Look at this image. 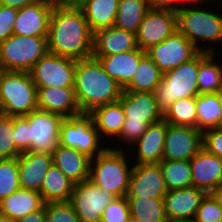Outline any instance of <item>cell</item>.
I'll use <instances>...</instances> for the list:
<instances>
[{
  "label": "cell",
  "instance_id": "obj_20",
  "mask_svg": "<svg viewBox=\"0 0 222 222\" xmlns=\"http://www.w3.org/2000/svg\"><path fill=\"white\" fill-rule=\"evenodd\" d=\"M119 101L125 115V121L156 123L163 119L153 92L123 91Z\"/></svg>",
  "mask_w": 222,
  "mask_h": 222
},
{
  "label": "cell",
  "instance_id": "obj_5",
  "mask_svg": "<svg viewBox=\"0 0 222 222\" xmlns=\"http://www.w3.org/2000/svg\"><path fill=\"white\" fill-rule=\"evenodd\" d=\"M209 54L198 52L189 61L163 74L162 80L154 91L157 106L163 115L176 100L196 97L199 94L197 84L199 64Z\"/></svg>",
  "mask_w": 222,
  "mask_h": 222
},
{
  "label": "cell",
  "instance_id": "obj_19",
  "mask_svg": "<svg viewBox=\"0 0 222 222\" xmlns=\"http://www.w3.org/2000/svg\"><path fill=\"white\" fill-rule=\"evenodd\" d=\"M190 166L194 187L211 193L222 184V159L203 147L190 160Z\"/></svg>",
  "mask_w": 222,
  "mask_h": 222
},
{
  "label": "cell",
  "instance_id": "obj_3",
  "mask_svg": "<svg viewBox=\"0 0 222 222\" xmlns=\"http://www.w3.org/2000/svg\"><path fill=\"white\" fill-rule=\"evenodd\" d=\"M203 4L207 5L208 3H187L177 10V30L199 52L216 53L218 51L213 46L222 45V9L214 11L210 4H208L209 8L207 6L204 9L202 6L205 5ZM202 43L203 45H200ZM204 43L208 46H205ZM212 44L214 45L212 46Z\"/></svg>",
  "mask_w": 222,
  "mask_h": 222
},
{
  "label": "cell",
  "instance_id": "obj_36",
  "mask_svg": "<svg viewBox=\"0 0 222 222\" xmlns=\"http://www.w3.org/2000/svg\"><path fill=\"white\" fill-rule=\"evenodd\" d=\"M163 119L168 124L197 128L196 97L176 100L163 115Z\"/></svg>",
  "mask_w": 222,
  "mask_h": 222
},
{
  "label": "cell",
  "instance_id": "obj_37",
  "mask_svg": "<svg viewBox=\"0 0 222 222\" xmlns=\"http://www.w3.org/2000/svg\"><path fill=\"white\" fill-rule=\"evenodd\" d=\"M20 188L17 158L0 159V201Z\"/></svg>",
  "mask_w": 222,
  "mask_h": 222
},
{
  "label": "cell",
  "instance_id": "obj_27",
  "mask_svg": "<svg viewBox=\"0 0 222 222\" xmlns=\"http://www.w3.org/2000/svg\"><path fill=\"white\" fill-rule=\"evenodd\" d=\"M44 204L39 192L20 188L0 201V214L16 222L29 213L42 209Z\"/></svg>",
  "mask_w": 222,
  "mask_h": 222
},
{
  "label": "cell",
  "instance_id": "obj_41",
  "mask_svg": "<svg viewBox=\"0 0 222 222\" xmlns=\"http://www.w3.org/2000/svg\"><path fill=\"white\" fill-rule=\"evenodd\" d=\"M194 219L197 222H222V209L210 193L202 199Z\"/></svg>",
  "mask_w": 222,
  "mask_h": 222
},
{
  "label": "cell",
  "instance_id": "obj_23",
  "mask_svg": "<svg viewBox=\"0 0 222 222\" xmlns=\"http://www.w3.org/2000/svg\"><path fill=\"white\" fill-rule=\"evenodd\" d=\"M38 109L64 118L81 113L74 87H37Z\"/></svg>",
  "mask_w": 222,
  "mask_h": 222
},
{
  "label": "cell",
  "instance_id": "obj_29",
  "mask_svg": "<svg viewBox=\"0 0 222 222\" xmlns=\"http://www.w3.org/2000/svg\"><path fill=\"white\" fill-rule=\"evenodd\" d=\"M74 184L56 165L52 164L46 172L39 193L45 203L70 201Z\"/></svg>",
  "mask_w": 222,
  "mask_h": 222
},
{
  "label": "cell",
  "instance_id": "obj_15",
  "mask_svg": "<svg viewBox=\"0 0 222 222\" xmlns=\"http://www.w3.org/2000/svg\"><path fill=\"white\" fill-rule=\"evenodd\" d=\"M167 192L160 163L133 164L126 197L163 198Z\"/></svg>",
  "mask_w": 222,
  "mask_h": 222
},
{
  "label": "cell",
  "instance_id": "obj_45",
  "mask_svg": "<svg viewBox=\"0 0 222 222\" xmlns=\"http://www.w3.org/2000/svg\"><path fill=\"white\" fill-rule=\"evenodd\" d=\"M203 148L222 159V128L216 127L203 132Z\"/></svg>",
  "mask_w": 222,
  "mask_h": 222
},
{
  "label": "cell",
  "instance_id": "obj_8",
  "mask_svg": "<svg viewBox=\"0 0 222 222\" xmlns=\"http://www.w3.org/2000/svg\"><path fill=\"white\" fill-rule=\"evenodd\" d=\"M102 142L105 141L96 130L90 113L81 112L64 118L61 123L59 144L62 146L78 150L93 159L110 146Z\"/></svg>",
  "mask_w": 222,
  "mask_h": 222
},
{
  "label": "cell",
  "instance_id": "obj_38",
  "mask_svg": "<svg viewBox=\"0 0 222 222\" xmlns=\"http://www.w3.org/2000/svg\"><path fill=\"white\" fill-rule=\"evenodd\" d=\"M13 117L0 114V159L18 158L22 151L15 144Z\"/></svg>",
  "mask_w": 222,
  "mask_h": 222
},
{
  "label": "cell",
  "instance_id": "obj_22",
  "mask_svg": "<svg viewBox=\"0 0 222 222\" xmlns=\"http://www.w3.org/2000/svg\"><path fill=\"white\" fill-rule=\"evenodd\" d=\"M136 34L115 26L93 33L92 56H110L136 49Z\"/></svg>",
  "mask_w": 222,
  "mask_h": 222
},
{
  "label": "cell",
  "instance_id": "obj_21",
  "mask_svg": "<svg viewBox=\"0 0 222 222\" xmlns=\"http://www.w3.org/2000/svg\"><path fill=\"white\" fill-rule=\"evenodd\" d=\"M17 160L20 187L40 192L46 172L53 164L52 154L24 151Z\"/></svg>",
  "mask_w": 222,
  "mask_h": 222
},
{
  "label": "cell",
  "instance_id": "obj_42",
  "mask_svg": "<svg viewBox=\"0 0 222 222\" xmlns=\"http://www.w3.org/2000/svg\"><path fill=\"white\" fill-rule=\"evenodd\" d=\"M129 215L130 210L126 196L115 197L103 211L101 222H126Z\"/></svg>",
  "mask_w": 222,
  "mask_h": 222
},
{
  "label": "cell",
  "instance_id": "obj_51",
  "mask_svg": "<svg viewBox=\"0 0 222 222\" xmlns=\"http://www.w3.org/2000/svg\"><path fill=\"white\" fill-rule=\"evenodd\" d=\"M219 102L221 106L220 128H222V89L218 92Z\"/></svg>",
  "mask_w": 222,
  "mask_h": 222
},
{
  "label": "cell",
  "instance_id": "obj_12",
  "mask_svg": "<svg viewBox=\"0 0 222 222\" xmlns=\"http://www.w3.org/2000/svg\"><path fill=\"white\" fill-rule=\"evenodd\" d=\"M198 52L194 45L178 30L163 42L146 51L163 74L189 61Z\"/></svg>",
  "mask_w": 222,
  "mask_h": 222
},
{
  "label": "cell",
  "instance_id": "obj_25",
  "mask_svg": "<svg viewBox=\"0 0 222 222\" xmlns=\"http://www.w3.org/2000/svg\"><path fill=\"white\" fill-rule=\"evenodd\" d=\"M53 164L73 183L89 179L91 158L78 150L60 144L52 151Z\"/></svg>",
  "mask_w": 222,
  "mask_h": 222
},
{
  "label": "cell",
  "instance_id": "obj_14",
  "mask_svg": "<svg viewBox=\"0 0 222 222\" xmlns=\"http://www.w3.org/2000/svg\"><path fill=\"white\" fill-rule=\"evenodd\" d=\"M203 147V133L197 128L168 124L163 160H191Z\"/></svg>",
  "mask_w": 222,
  "mask_h": 222
},
{
  "label": "cell",
  "instance_id": "obj_49",
  "mask_svg": "<svg viewBox=\"0 0 222 222\" xmlns=\"http://www.w3.org/2000/svg\"><path fill=\"white\" fill-rule=\"evenodd\" d=\"M54 6L79 5L82 0H49Z\"/></svg>",
  "mask_w": 222,
  "mask_h": 222
},
{
  "label": "cell",
  "instance_id": "obj_7",
  "mask_svg": "<svg viewBox=\"0 0 222 222\" xmlns=\"http://www.w3.org/2000/svg\"><path fill=\"white\" fill-rule=\"evenodd\" d=\"M48 36L12 34L0 43V70L30 72L48 52Z\"/></svg>",
  "mask_w": 222,
  "mask_h": 222
},
{
  "label": "cell",
  "instance_id": "obj_53",
  "mask_svg": "<svg viewBox=\"0 0 222 222\" xmlns=\"http://www.w3.org/2000/svg\"><path fill=\"white\" fill-rule=\"evenodd\" d=\"M189 3H195V2H200V3H209V1L211 2H216V0H187Z\"/></svg>",
  "mask_w": 222,
  "mask_h": 222
},
{
  "label": "cell",
  "instance_id": "obj_17",
  "mask_svg": "<svg viewBox=\"0 0 222 222\" xmlns=\"http://www.w3.org/2000/svg\"><path fill=\"white\" fill-rule=\"evenodd\" d=\"M53 4L41 0L18 10L13 34L21 36H48Z\"/></svg>",
  "mask_w": 222,
  "mask_h": 222
},
{
  "label": "cell",
  "instance_id": "obj_43",
  "mask_svg": "<svg viewBox=\"0 0 222 222\" xmlns=\"http://www.w3.org/2000/svg\"><path fill=\"white\" fill-rule=\"evenodd\" d=\"M15 144L22 151H30L29 124L25 116L13 117Z\"/></svg>",
  "mask_w": 222,
  "mask_h": 222
},
{
  "label": "cell",
  "instance_id": "obj_44",
  "mask_svg": "<svg viewBox=\"0 0 222 222\" xmlns=\"http://www.w3.org/2000/svg\"><path fill=\"white\" fill-rule=\"evenodd\" d=\"M18 9L0 4V43L13 34Z\"/></svg>",
  "mask_w": 222,
  "mask_h": 222
},
{
  "label": "cell",
  "instance_id": "obj_31",
  "mask_svg": "<svg viewBox=\"0 0 222 222\" xmlns=\"http://www.w3.org/2000/svg\"><path fill=\"white\" fill-rule=\"evenodd\" d=\"M149 10L146 0H119L114 26L136 34Z\"/></svg>",
  "mask_w": 222,
  "mask_h": 222
},
{
  "label": "cell",
  "instance_id": "obj_30",
  "mask_svg": "<svg viewBox=\"0 0 222 222\" xmlns=\"http://www.w3.org/2000/svg\"><path fill=\"white\" fill-rule=\"evenodd\" d=\"M163 73L146 54L139 62L130 83L123 89L126 92H153L162 80Z\"/></svg>",
  "mask_w": 222,
  "mask_h": 222
},
{
  "label": "cell",
  "instance_id": "obj_46",
  "mask_svg": "<svg viewBox=\"0 0 222 222\" xmlns=\"http://www.w3.org/2000/svg\"><path fill=\"white\" fill-rule=\"evenodd\" d=\"M150 9L177 11L185 4L187 0H146ZM179 4V5H178Z\"/></svg>",
  "mask_w": 222,
  "mask_h": 222
},
{
  "label": "cell",
  "instance_id": "obj_2",
  "mask_svg": "<svg viewBox=\"0 0 222 222\" xmlns=\"http://www.w3.org/2000/svg\"><path fill=\"white\" fill-rule=\"evenodd\" d=\"M74 90L81 112L119 100L123 88L94 57L76 60Z\"/></svg>",
  "mask_w": 222,
  "mask_h": 222
},
{
  "label": "cell",
  "instance_id": "obj_26",
  "mask_svg": "<svg viewBox=\"0 0 222 222\" xmlns=\"http://www.w3.org/2000/svg\"><path fill=\"white\" fill-rule=\"evenodd\" d=\"M90 114L93 117V123L102 140H105V143H107L108 139V143L112 139L118 142L117 138L122 131L126 118L121 102L118 100L113 103L98 106L94 108Z\"/></svg>",
  "mask_w": 222,
  "mask_h": 222
},
{
  "label": "cell",
  "instance_id": "obj_52",
  "mask_svg": "<svg viewBox=\"0 0 222 222\" xmlns=\"http://www.w3.org/2000/svg\"><path fill=\"white\" fill-rule=\"evenodd\" d=\"M0 222H14V221L10 219L9 217L0 214Z\"/></svg>",
  "mask_w": 222,
  "mask_h": 222
},
{
  "label": "cell",
  "instance_id": "obj_48",
  "mask_svg": "<svg viewBox=\"0 0 222 222\" xmlns=\"http://www.w3.org/2000/svg\"><path fill=\"white\" fill-rule=\"evenodd\" d=\"M38 1H41V0H1L0 4L19 10L25 6L34 4Z\"/></svg>",
  "mask_w": 222,
  "mask_h": 222
},
{
  "label": "cell",
  "instance_id": "obj_16",
  "mask_svg": "<svg viewBox=\"0 0 222 222\" xmlns=\"http://www.w3.org/2000/svg\"><path fill=\"white\" fill-rule=\"evenodd\" d=\"M167 128L168 123L164 119L149 124L145 133L131 145L132 148L136 150L132 148L126 150L127 153L131 152L132 154L136 152V157L133 155L135 159V161L132 162L133 164H152L163 161ZM132 151H134V153Z\"/></svg>",
  "mask_w": 222,
  "mask_h": 222
},
{
  "label": "cell",
  "instance_id": "obj_54",
  "mask_svg": "<svg viewBox=\"0 0 222 222\" xmlns=\"http://www.w3.org/2000/svg\"><path fill=\"white\" fill-rule=\"evenodd\" d=\"M126 222H139L137 220V218H135L134 216H132L131 214L128 216Z\"/></svg>",
  "mask_w": 222,
  "mask_h": 222
},
{
  "label": "cell",
  "instance_id": "obj_11",
  "mask_svg": "<svg viewBox=\"0 0 222 222\" xmlns=\"http://www.w3.org/2000/svg\"><path fill=\"white\" fill-rule=\"evenodd\" d=\"M25 117L30 128V151L52 154L59 144L60 126L64 117L40 109Z\"/></svg>",
  "mask_w": 222,
  "mask_h": 222
},
{
  "label": "cell",
  "instance_id": "obj_13",
  "mask_svg": "<svg viewBox=\"0 0 222 222\" xmlns=\"http://www.w3.org/2000/svg\"><path fill=\"white\" fill-rule=\"evenodd\" d=\"M177 30V14L172 10L150 9L136 33L137 46L147 51Z\"/></svg>",
  "mask_w": 222,
  "mask_h": 222
},
{
  "label": "cell",
  "instance_id": "obj_6",
  "mask_svg": "<svg viewBox=\"0 0 222 222\" xmlns=\"http://www.w3.org/2000/svg\"><path fill=\"white\" fill-rule=\"evenodd\" d=\"M37 109V87L30 72L0 70V114L21 117Z\"/></svg>",
  "mask_w": 222,
  "mask_h": 222
},
{
  "label": "cell",
  "instance_id": "obj_1",
  "mask_svg": "<svg viewBox=\"0 0 222 222\" xmlns=\"http://www.w3.org/2000/svg\"><path fill=\"white\" fill-rule=\"evenodd\" d=\"M48 52L75 60L92 57L93 32L78 5L53 6Z\"/></svg>",
  "mask_w": 222,
  "mask_h": 222
},
{
  "label": "cell",
  "instance_id": "obj_40",
  "mask_svg": "<svg viewBox=\"0 0 222 222\" xmlns=\"http://www.w3.org/2000/svg\"><path fill=\"white\" fill-rule=\"evenodd\" d=\"M148 126L149 124L147 122L124 121L122 131L117 139L120 140L119 142L120 144L122 143L121 145L125 146H114V144L112 145L113 141H111V146H109V148L115 150H126L129 147L131 148V145L145 133Z\"/></svg>",
  "mask_w": 222,
  "mask_h": 222
},
{
  "label": "cell",
  "instance_id": "obj_24",
  "mask_svg": "<svg viewBox=\"0 0 222 222\" xmlns=\"http://www.w3.org/2000/svg\"><path fill=\"white\" fill-rule=\"evenodd\" d=\"M146 51L139 47L128 52L117 53L110 56H92L100 61L104 71L124 89L131 81L140 60Z\"/></svg>",
  "mask_w": 222,
  "mask_h": 222
},
{
  "label": "cell",
  "instance_id": "obj_55",
  "mask_svg": "<svg viewBox=\"0 0 222 222\" xmlns=\"http://www.w3.org/2000/svg\"><path fill=\"white\" fill-rule=\"evenodd\" d=\"M178 222H197L195 219H190V220H181Z\"/></svg>",
  "mask_w": 222,
  "mask_h": 222
},
{
  "label": "cell",
  "instance_id": "obj_4",
  "mask_svg": "<svg viewBox=\"0 0 222 222\" xmlns=\"http://www.w3.org/2000/svg\"><path fill=\"white\" fill-rule=\"evenodd\" d=\"M126 153V150L108 147L103 153L91 159L89 180L115 197L126 196L133 169L131 158L134 161L132 154L127 153V157Z\"/></svg>",
  "mask_w": 222,
  "mask_h": 222
},
{
  "label": "cell",
  "instance_id": "obj_35",
  "mask_svg": "<svg viewBox=\"0 0 222 222\" xmlns=\"http://www.w3.org/2000/svg\"><path fill=\"white\" fill-rule=\"evenodd\" d=\"M160 166L168 191L193 186L189 160H163Z\"/></svg>",
  "mask_w": 222,
  "mask_h": 222
},
{
  "label": "cell",
  "instance_id": "obj_32",
  "mask_svg": "<svg viewBox=\"0 0 222 222\" xmlns=\"http://www.w3.org/2000/svg\"><path fill=\"white\" fill-rule=\"evenodd\" d=\"M217 54H209L199 64L197 75L199 94H214L222 89V61H218L220 57H217Z\"/></svg>",
  "mask_w": 222,
  "mask_h": 222
},
{
  "label": "cell",
  "instance_id": "obj_28",
  "mask_svg": "<svg viewBox=\"0 0 222 222\" xmlns=\"http://www.w3.org/2000/svg\"><path fill=\"white\" fill-rule=\"evenodd\" d=\"M119 0H82L78 5L94 33L103 28L114 26Z\"/></svg>",
  "mask_w": 222,
  "mask_h": 222
},
{
  "label": "cell",
  "instance_id": "obj_10",
  "mask_svg": "<svg viewBox=\"0 0 222 222\" xmlns=\"http://www.w3.org/2000/svg\"><path fill=\"white\" fill-rule=\"evenodd\" d=\"M114 198L113 194L88 179L74 184L70 203L81 222H101L103 211Z\"/></svg>",
  "mask_w": 222,
  "mask_h": 222
},
{
  "label": "cell",
  "instance_id": "obj_33",
  "mask_svg": "<svg viewBox=\"0 0 222 222\" xmlns=\"http://www.w3.org/2000/svg\"><path fill=\"white\" fill-rule=\"evenodd\" d=\"M130 214L139 222H168L163 198L126 197Z\"/></svg>",
  "mask_w": 222,
  "mask_h": 222
},
{
  "label": "cell",
  "instance_id": "obj_50",
  "mask_svg": "<svg viewBox=\"0 0 222 222\" xmlns=\"http://www.w3.org/2000/svg\"><path fill=\"white\" fill-rule=\"evenodd\" d=\"M210 194L214 197V199L217 201L218 205L222 209V184L215 188Z\"/></svg>",
  "mask_w": 222,
  "mask_h": 222
},
{
  "label": "cell",
  "instance_id": "obj_9",
  "mask_svg": "<svg viewBox=\"0 0 222 222\" xmlns=\"http://www.w3.org/2000/svg\"><path fill=\"white\" fill-rule=\"evenodd\" d=\"M76 60L47 52L30 71L36 87H74Z\"/></svg>",
  "mask_w": 222,
  "mask_h": 222
},
{
  "label": "cell",
  "instance_id": "obj_39",
  "mask_svg": "<svg viewBox=\"0 0 222 222\" xmlns=\"http://www.w3.org/2000/svg\"><path fill=\"white\" fill-rule=\"evenodd\" d=\"M47 222H81L70 201L44 204Z\"/></svg>",
  "mask_w": 222,
  "mask_h": 222
},
{
  "label": "cell",
  "instance_id": "obj_18",
  "mask_svg": "<svg viewBox=\"0 0 222 222\" xmlns=\"http://www.w3.org/2000/svg\"><path fill=\"white\" fill-rule=\"evenodd\" d=\"M206 194L194 186L168 191L163 197L168 222L194 219Z\"/></svg>",
  "mask_w": 222,
  "mask_h": 222
},
{
  "label": "cell",
  "instance_id": "obj_47",
  "mask_svg": "<svg viewBox=\"0 0 222 222\" xmlns=\"http://www.w3.org/2000/svg\"><path fill=\"white\" fill-rule=\"evenodd\" d=\"M16 222H47L44 207L38 211H34L19 219Z\"/></svg>",
  "mask_w": 222,
  "mask_h": 222
},
{
  "label": "cell",
  "instance_id": "obj_34",
  "mask_svg": "<svg viewBox=\"0 0 222 222\" xmlns=\"http://www.w3.org/2000/svg\"><path fill=\"white\" fill-rule=\"evenodd\" d=\"M197 129L202 133L220 127L221 106L218 93L196 96Z\"/></svg>",
  "mask_w": 222,
  "mask_h": 222
}]
</instances>
